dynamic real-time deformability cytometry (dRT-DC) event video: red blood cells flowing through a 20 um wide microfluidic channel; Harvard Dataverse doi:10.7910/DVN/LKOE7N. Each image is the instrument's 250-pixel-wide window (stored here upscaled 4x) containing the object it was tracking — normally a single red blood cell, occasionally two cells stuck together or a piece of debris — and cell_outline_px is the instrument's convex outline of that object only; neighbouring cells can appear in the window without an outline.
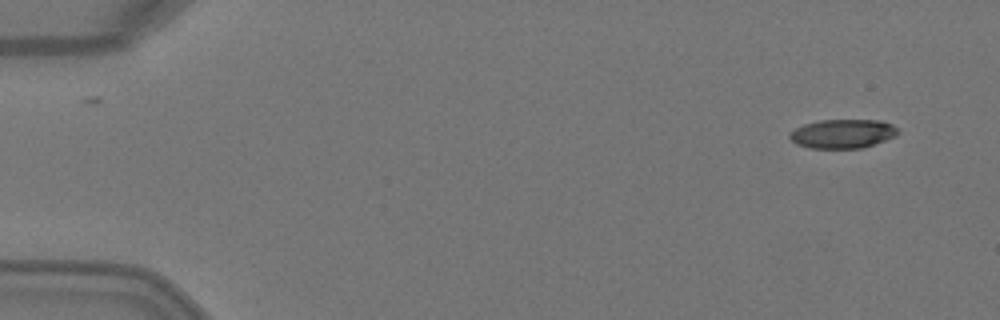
{"species": "Egyptian fruit bat (a non-hibernating species)", "species_latin": "Rousettus aegyptiacus", "temperature_condition": "warm", "stored_images_in_passage": 5, "camera_frame_rate_fps": 3000, "um_per_image_px": 0.085, "animal": {"sex": "female"}, "frame": {"image": 1, "passage_image": 1, "time_ms": 0.0, "image_size_px": [1000, 320], "cell_outline_px": [[900, 132], [896, 136], [864, 148], [812, 148], [796, 144], [788, 136], [796, 128], [804, 124], [820, 120], [880, 120], [892, 124]], "centroid_in_image_um": [71.66, 11.37], "position_along_channel_um": 13.3, "area_um2": 18.26}}
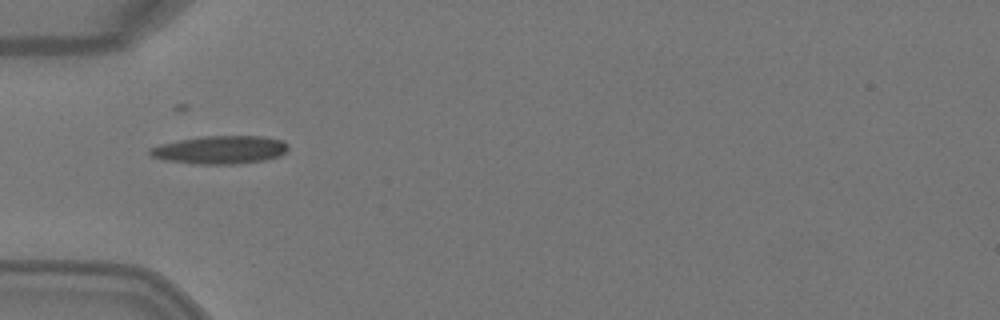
{"frame": {"image": 2, "passage_image": 4, "time_ms": 1.0, "image_size_px": [1000, 320], "cell_outline_px": [[288, 148], [280, 156], [264, 160], [236, 164], [192, 164], [164, 160], [152, 156], [148, 152], [148, 148], [160, 144], [180, 140], [204, 136], [264, 136], [284, 140], [288, 144]], "centroid_in_image_um": [18.72, 12.73], "position_along_channel_um": 66.3, "area_um2": 22.77}}
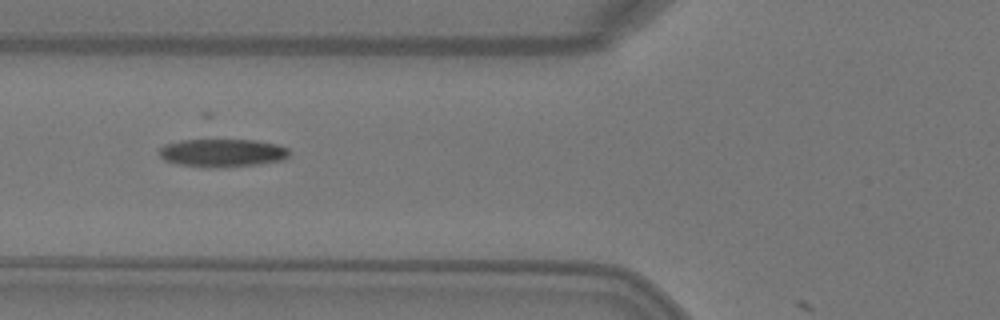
{"frame": {"image": 3, "passage_image": 5, "time_ms": 1.333, "image_size_px": [1000, 320], "cell_outline_px": [[288, 156], [284, 160], [260, 164], [216, 168], [200, 168], [180, 164], [164, 160], [156, 152], [164, 144], [180, 140], [256, 140], [276, 144], [288, 148]], "centroid_in_image_um": [18.86, 13.0], "position_along_channel_um": 106.9, "area_um2": 21.56}}